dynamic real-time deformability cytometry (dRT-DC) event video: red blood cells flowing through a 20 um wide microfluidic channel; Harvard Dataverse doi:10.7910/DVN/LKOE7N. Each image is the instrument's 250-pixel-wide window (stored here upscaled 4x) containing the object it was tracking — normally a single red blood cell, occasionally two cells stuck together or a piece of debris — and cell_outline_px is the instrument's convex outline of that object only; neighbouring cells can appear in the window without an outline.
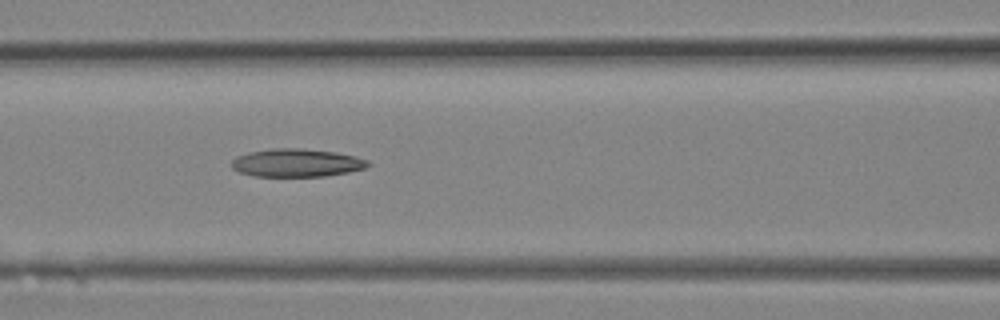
{"species": "Egyptian fruit bat (a non-hibernating species)", "species_latin": "Rousettus aegyptiacus", "temperature_condition": "room temperature", "stored_images_in_passage": 13, "camera_frame_rate_fps": 3000, "um_per_image_px": 0.085, "animal": {"sex": "female"}, "frame": {"image": 1, "passage_image": 8, "time_ms": 2.333, "image_size_px": [1000, 320], "cell_outline_px": [[372, 164], [364, 168], [348, 172], [324, 176], [256, 176], [240, 172], [232, 168], [232, 160], [236, 156], [248, 152], [272, 148], [300, 148], [336, 152], [356, 156], [368, 160]], "centroid_in_image_um": [25.23, 13.83], "position_along_channel_um": 141.4, "area_um2": 22.31}}
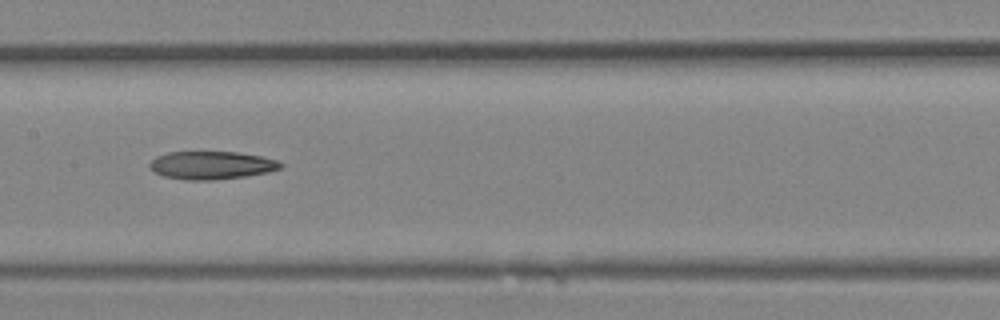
{"frame": {"image": 2, "passage_image": 10, "time_ms": 3.0, "image_size_px": [1000, 320], "cell_outline_px": [[284, 164], [280, 168], [268, 172], [244, 176], [212, 180], [188, 180], [164, 176], [156, 172], [148, 164], [156, 156], [168, 152], [236, 152], [264, 156], [276, 160]], "centroid_in_image_um": [18.0, 14.04], "position_along_channel_um": 189.4, "area_um2": 21.21}}
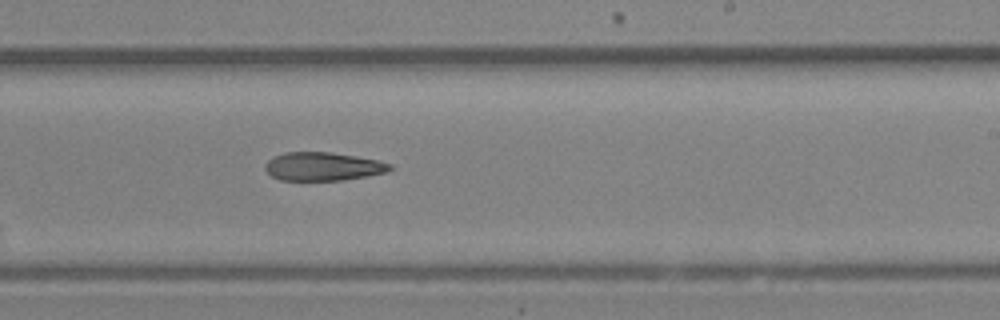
{"frame": {"image": 3, "passage_image": 13, "time_ms": 4.0, "image_size_px": [1000, 320], "cell_outline_px": [[392, 168], [388, 172], [368, 176], [340, 180], [280, 180], [272, 176], [264, 168], [264, 164], [272, 156], [284, 152], [332, 152], [356, 156], [376, 160], [392, 164]], "centroid_in_image_um": [27.43, 14.14], "position_along_channel_um": 261.6, "area_um2": 20.75}}